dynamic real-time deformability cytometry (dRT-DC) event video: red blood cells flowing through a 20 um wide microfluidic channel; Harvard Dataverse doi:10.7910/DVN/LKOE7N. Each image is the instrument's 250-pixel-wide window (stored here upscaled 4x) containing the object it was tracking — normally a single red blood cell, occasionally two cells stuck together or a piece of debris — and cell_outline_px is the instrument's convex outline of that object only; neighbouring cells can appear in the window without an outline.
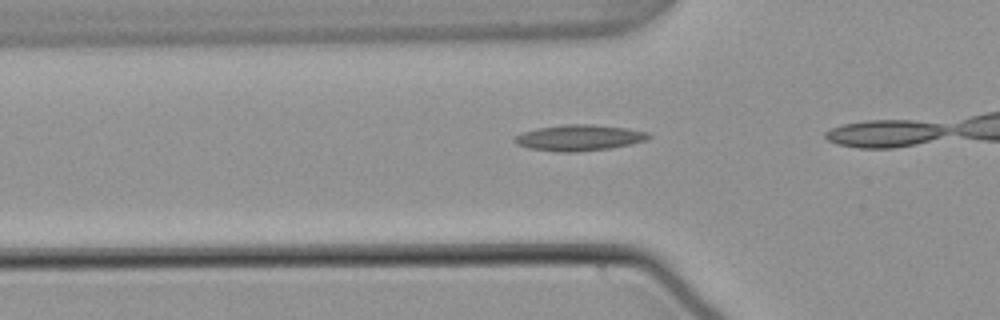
{"species": "common noctule bat (a hibernating species)", "species_latin": "Nyctalus noctula", "temperature_condition": "warm", "stored_images_in_passage": 14, "camera_frame_rate_fps": 3000, "um_per_image_px": 0.085, "animal": {"sex": "male", "body_mass_g": 21.5, "forearm_length_mm": 52.0}, "frame": {"image": 1, "passage_image": 12, "time_ms": 3.667, "image_size_px": [1000, 320], "cell_outline_px": [[652, 136], [644, 140], [632, 144], [608, 148], [576, 152], [556, 152], [528, 148], [516, 144], [512, 140], [520, 132], [540, 128], [568, 124], [592, 124], [628, 128], [648, 132]], "centroid_in_image_um": [49.21, 11.71], "position_along_channel_um": 76.6, "area_um2": 20.29}}